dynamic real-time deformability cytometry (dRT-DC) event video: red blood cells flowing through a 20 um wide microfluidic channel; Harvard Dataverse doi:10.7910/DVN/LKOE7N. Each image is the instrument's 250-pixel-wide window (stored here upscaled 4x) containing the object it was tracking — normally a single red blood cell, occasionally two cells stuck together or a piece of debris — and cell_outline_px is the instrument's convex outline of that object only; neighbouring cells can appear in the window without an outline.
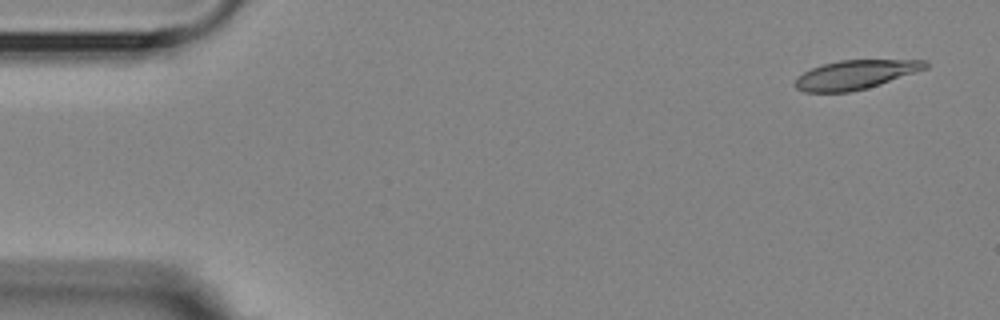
{"species": "Egyptian fruit bat (a non-hibernating species)", "species_latin": "Rousettus aegyptiacus", "temperature_condition": "room temperature", "stored_images_in_passage": 5, "camera_frame_rate_fps": 3000, "um_per_image_px": 0.085, "animal": {"sex": "female"}, "frame": {"image": 1, "passage_image": 1, "time_ms": 0.0, "image_size_px": [1000, 320], "cell_outline_px": [[928, 68], [880, 84], [848, 92], [804, 92], [796, 88], [792, 84], [804, 72], [812, 68], [824, 64], [840, 60], [928, 60]], "centroid_in_image_um": [72.71, 6.34], "position_along_channel_um": 12.3, "area_um2": 21.79}}
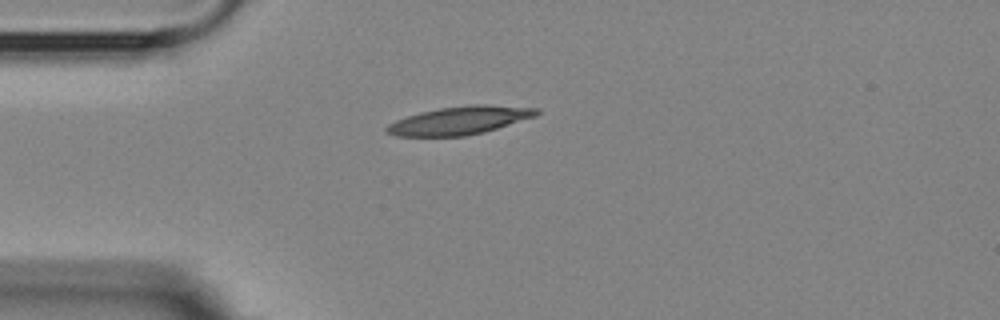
{"frame": {"image": 2, "passage_image": 4, "time_ms": 3.667, "image_size_px": [1000, 320], "cell_outline_px": [[540, 112], [536, 116], [484, 132], [464, 136], [396, 136], [384, 132], [384, 128], [388, 124], [396, 120], [420, 112], [440, 108], [468, 104], [492, 104], [540, 108]], "centroid_in_image_um": [39.08, 10.22], "position_along_channel_um": 45.9, "area_um2": 24.74}}